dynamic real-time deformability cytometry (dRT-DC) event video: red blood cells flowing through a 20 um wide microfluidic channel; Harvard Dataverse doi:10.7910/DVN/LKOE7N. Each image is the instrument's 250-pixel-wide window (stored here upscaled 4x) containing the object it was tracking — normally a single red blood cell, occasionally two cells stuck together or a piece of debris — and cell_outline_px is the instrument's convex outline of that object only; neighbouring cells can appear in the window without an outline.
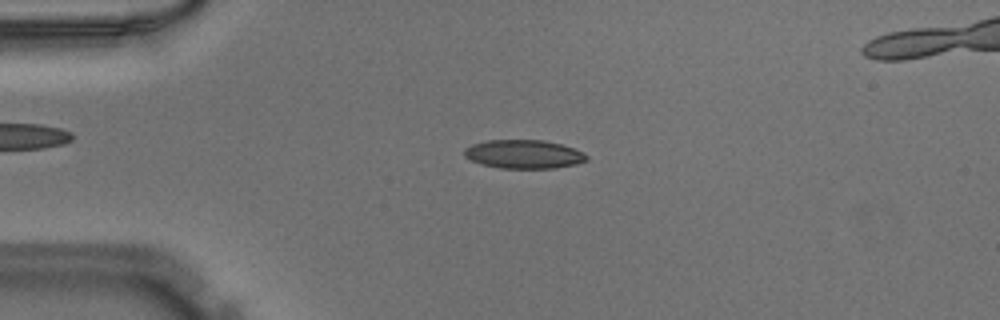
{"species": "Egyptian fruit bat (a non-hibernating species)", "species_latin": "Rousettus aegyptiacus", "temperature_condition": "warm", "stored_images_in_passage": 50, "camera_frame_rate_fps": 3000, "um_per_image_px": 0.085, "animal": {"sex": "male"}, "frame": {"image": 1, "passage_image": 12, "time_ms": 3.667, "image_size_px": [1000, 320], "cell_outline_px": [[588, 160], [576, 164], [556, 168], [500, 168], [480, 164], [464, 156], [464, 148], [472, 144], [488, 140], [544, 140], [560, 144], [584, 152], [588, 156]], "centroid_in_image_um": [44.52, 13.11], "position_along_channel_um": 40.5, "area_um2": 20.46}}
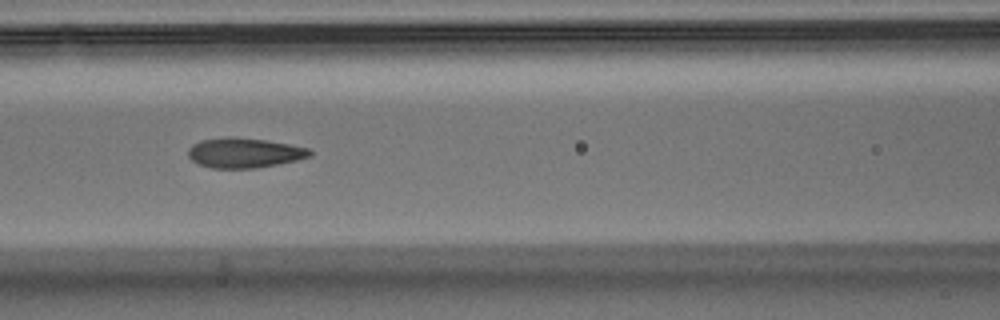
{"frame": {"image": 2, "passage_image": 22, "time_ms": 7.0, "image_size_px": [1000, 320], "cell_outline_px": [[312, 156], [296, 160], [256, 168], [212, 168], [200, 164], [192, 160], [188, 156], [188, 148], [192, 144], [200, 140], [228, 136], [232, 136], [268, 140], [312, 148]], "centroid_in_image_um": [20.78, 12.97], "position_along_channel_um": 145.8, "area_um2": 21.44}}
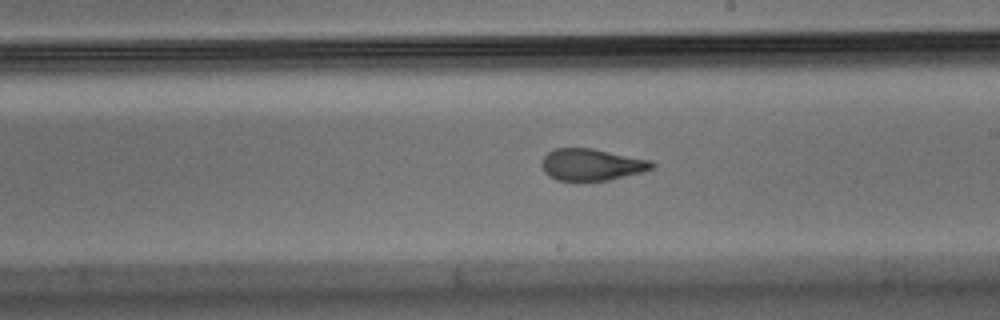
{"frame": {"image": 3, "passage_image": 29, "time_ms": 9.333, "image_size_px": [1000, 320], "cell_outline_px": [[656, 164], [652, 168], [644, 172], [608, 180], [556, 180], [548, 176], [544, 172], [540, 164], [540, 160], [548, 152], [556, 148], [592, 148], [652, 160]], "centroid_in_image_um": [50.28, 13.98], "position_along_channel_um": 238.7, "area_um2": 20.58}}